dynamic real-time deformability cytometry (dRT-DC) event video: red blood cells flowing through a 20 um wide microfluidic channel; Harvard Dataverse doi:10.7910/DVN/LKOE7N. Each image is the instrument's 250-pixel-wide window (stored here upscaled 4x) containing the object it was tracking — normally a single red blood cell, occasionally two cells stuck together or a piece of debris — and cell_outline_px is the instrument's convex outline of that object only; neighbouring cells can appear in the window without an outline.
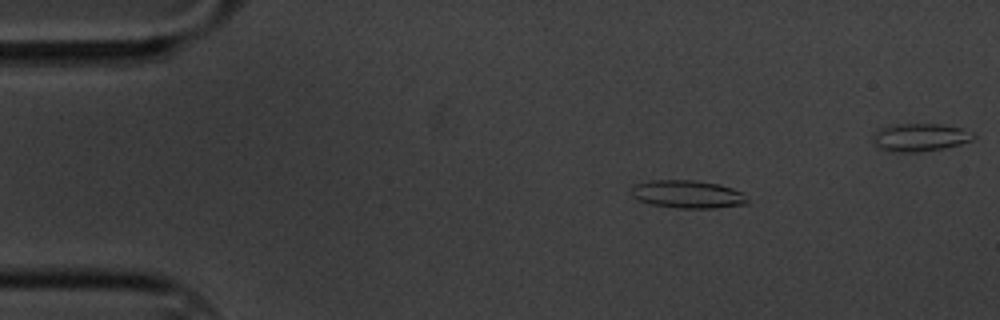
{"species": "common noctule bat (a hibernating species)", "species_latin": "Nyctalus noctula", "temperature_condition": "cold", "stored_images_in_passage": 45, "segment_of_instrument_passage": [1, 2], "camera_frame_rate_fps": 3000, "um_per_image_px": 0.085, "animal": {"sex": "male", "body_mass_g": 20.1, "forearm_length_mm": 53.5}, "frame": {"image": 1, "passage_image": 1, "time_ms": 0.0, "image_size_px": [1000, 320], "cell_outline_px": [[748, 204], [716, 208], [676, 208], [648, 204], [636, 200], [632, 196], [632, 188], [636, 184], [652, 180], [692, 180], [720, 184], [744, 192], [748, 200]], "centroid_in_image_um": [58.47, 16.52], "position_along_channel_um": 26.5, "area_um2": 19.13}}
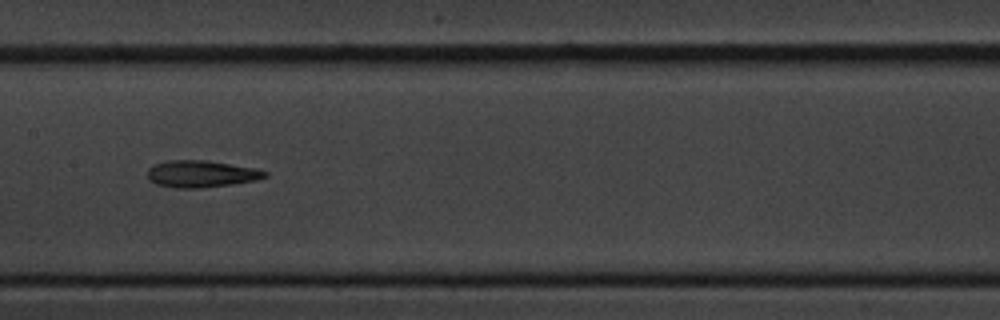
{"frame": {"image": 2, "passage_image": 21, "time_ms": 6.667, "image_size_px": [1000, 320], "cell_outline_px": [[268, 176], [256, 180], [232, 184], [200, 188], [176, 188], [156, 184], [148, 180], [148, 168], [156, 164], [168, 160], [208, 160], [256, 168], [268, 172]], "centroid_in_image_um": [17.11, 14.78], "position_along_channel_um": 190.3, "area_um2": 18.5}}
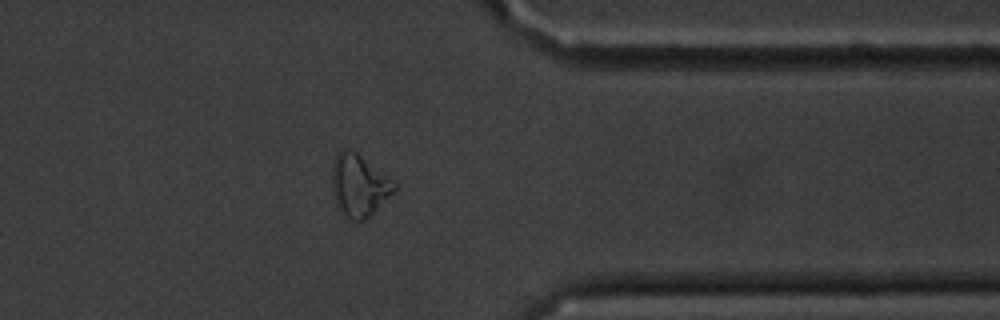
{"frame": {"image": 3, "passage_image": 39, "time_ms": 12.667, "image_size_px": [1000, 320], "cell_outline_px": [[396, 192], [364, 220], [352, 220], [344, 216], [332, 192], [332, 164], [340, 148], [344, 148], [356, 152], [392, 180], [396, 184]], "centroid_in_image_um": [30.51, 15.75], "position_along_channel_um": 380.9, "area_um2": 22.25}}